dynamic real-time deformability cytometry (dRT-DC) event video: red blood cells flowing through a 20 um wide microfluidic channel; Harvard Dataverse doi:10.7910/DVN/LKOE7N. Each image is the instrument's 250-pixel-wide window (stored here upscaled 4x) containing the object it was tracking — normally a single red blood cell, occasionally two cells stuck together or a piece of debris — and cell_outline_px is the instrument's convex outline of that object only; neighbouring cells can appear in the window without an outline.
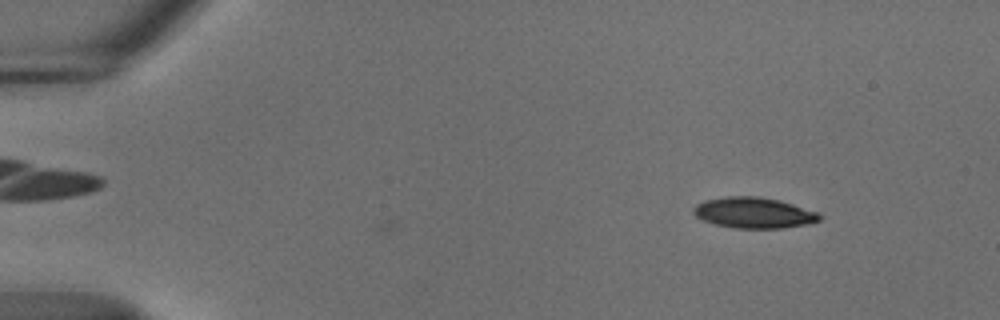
{"species": "common noctule bat (a hibernating species)", "species_latin": "Nyctalus noctula", "temperature_condition": "cold", "stored_images_in_passage": 12, "camera_frame_rate_fps": 3000, "um_per_image_px": 0.085, "animal": {"sex": "male", "body_mass_g": 18.8}, "frame": {"image": 1, "passage_image": 12, "time_ms": 3.667, "image_size_px": [1000, 320], "cell_outline_px": [[820, 220], [808, 224], [780, 228], [736, 228], [716, 224], [704, 220], [696, 216], [692, 212], [692, 208], [696, 204], [704, 200], [728, 196], [760, 196], [780, 200], [816, 212], [820, 216]], "centroid_in_image_um": [64.04, 18.07], "position_along_channel_um": 21.0, "area_um2": 22.48}}